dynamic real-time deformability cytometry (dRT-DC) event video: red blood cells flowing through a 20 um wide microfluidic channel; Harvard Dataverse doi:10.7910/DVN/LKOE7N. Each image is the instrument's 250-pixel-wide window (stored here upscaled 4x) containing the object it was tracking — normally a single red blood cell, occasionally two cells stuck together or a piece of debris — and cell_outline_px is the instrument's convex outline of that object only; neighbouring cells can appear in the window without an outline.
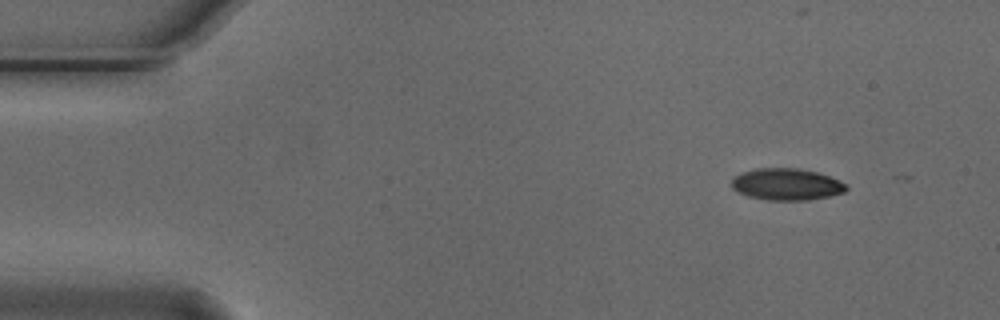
{"species": "Egyptian fruit bat (a non-hibernating species)", "species_latin": "Rousettus aegyptiacus", "temperature_condition": "cold", "stored_images_in_passage": 4, "segment_of_instrument_passage": [1, 2], "camera_frame_rate_fps": 3000, "um_per_image_px": 0.085, "animal": {"sex": "male"}, "frame": {"image": 1, "passage_image": 1, "time_ms": 0.0, "image_size_px": [1000, 320], "cell_outline_px": [[848, 188], [844, 192], [828, 196], [808, 200], [768, 200], [748, 196], [732, 188], [732, 180], [740, 172], [756, 168], [800, 168], [816, 172], [840, 180], [848, 184]], "centroid_in_image_um": [66.88, 15.66], "position_along_channel_um": 18.1, "area_um2": 21.21}}
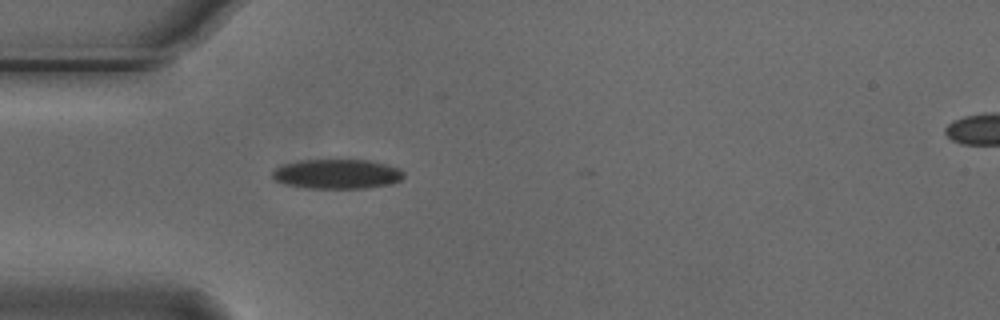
{"frame": {"image": 2, "passage_image": 3, "time_ms": 0.667, "image_size_px": [1000, 320], "cell_outline_px": [[404, 176], [400, 180], [392, 184], [368, 188], [304, 188], [284, 184], [272, 180], [272, 172], [276, 168], [284, 164], [300, 160], [368, 160], [388, 164], [400, 168], [404, 172]], "centroid_in_image_um": [28.66, 14.79], "position_along_channel_um": 56.3, "area_um2": 22.95}}